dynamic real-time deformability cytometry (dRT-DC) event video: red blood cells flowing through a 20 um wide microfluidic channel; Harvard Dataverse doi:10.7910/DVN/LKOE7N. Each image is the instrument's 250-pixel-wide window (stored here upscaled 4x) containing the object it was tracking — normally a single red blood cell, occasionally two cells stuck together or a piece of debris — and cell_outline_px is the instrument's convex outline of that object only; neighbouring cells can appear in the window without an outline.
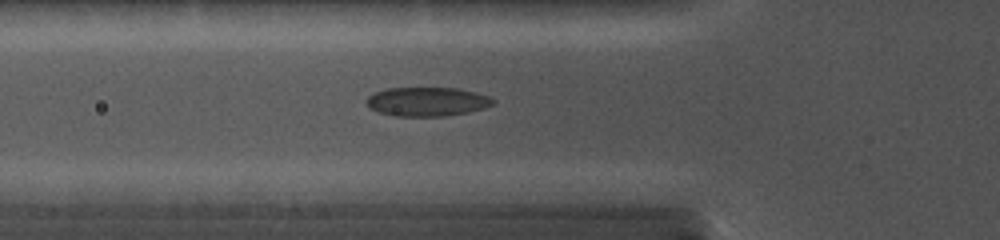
{"species": "common noctule bat (a hibernating species)", "species_latin": "Nyctalus noctula", "temperature_condition": "cold", "stored_images_in_passage": 15, "camera_frame_rate_fps": 5000, "um_per_image_px": 0.085, "animal": {"sex": "female", "body_mass_g": 19.0, "forearm_length_mm": 56.7}, "frame": {"image": 1, "passage_image": 2, "time_ms": 0.4, "image_size_px": [1000, 240], "cell_outline_px": [[492, 104], [480, 108], [464, 112], [440, 116], [400, 116], [380, 112], [372, 108], [368, 104], [368, 96], [376, 92], [388, 88], [456, 88], [488, 96], [492, 100]], "centroid_in_image_um": [36.26, 8.63], "position_along_channel_um": 89.5, "area_um2": 20.52}}
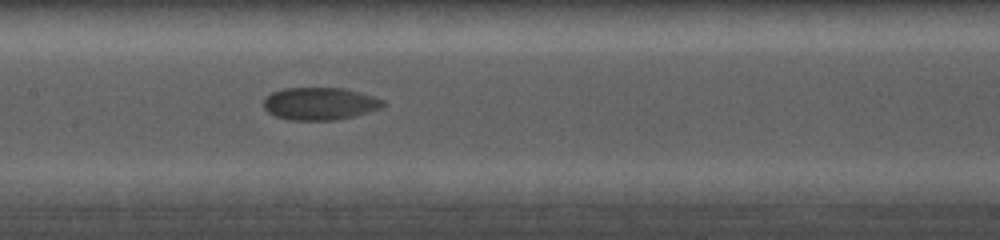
{"frame": {"image": 2, "passage_image": 10, "time_ms": 2.8, "image_size_px": [1000, 240], "cell_outline_px": [[384, 104], [380, 108], [352, 116], [332, 120], [292, 120], [276, 116], [268, 112], [264, 108], [264, 100], [272, 92], [284, 88], [344, 88], [372, 96], [384, 100]], "centroid_in_image_um": [27.16, 8.8], "position_along_channel_um": 180.2, "area_um2": 22.25}}
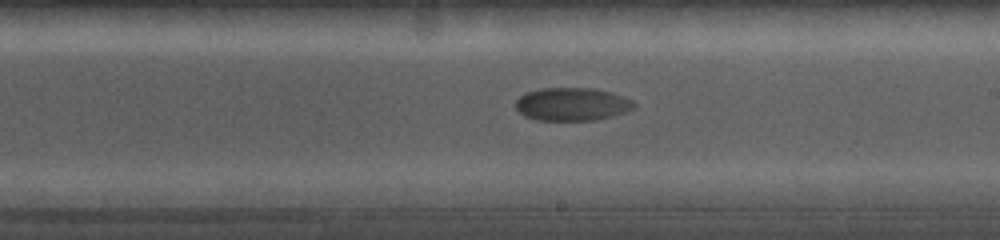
{"frame": {"image": 3, "passage_image": 14, "time_ms": 4.4, "image_size_px": [1000, 240], "cell_outline_px": [[636, 108], [612, 116], [596, 120], [536, 120], [524, 116], [516, 108], [516, 100], [524, 92], [540, 88], [592, 88], [612, 92], [632, 100], [636, 104]], "centroid_in_image_um": [48.62, 8.85], "position_along_channel_um": 240.4, "area_um2": 22.95}}